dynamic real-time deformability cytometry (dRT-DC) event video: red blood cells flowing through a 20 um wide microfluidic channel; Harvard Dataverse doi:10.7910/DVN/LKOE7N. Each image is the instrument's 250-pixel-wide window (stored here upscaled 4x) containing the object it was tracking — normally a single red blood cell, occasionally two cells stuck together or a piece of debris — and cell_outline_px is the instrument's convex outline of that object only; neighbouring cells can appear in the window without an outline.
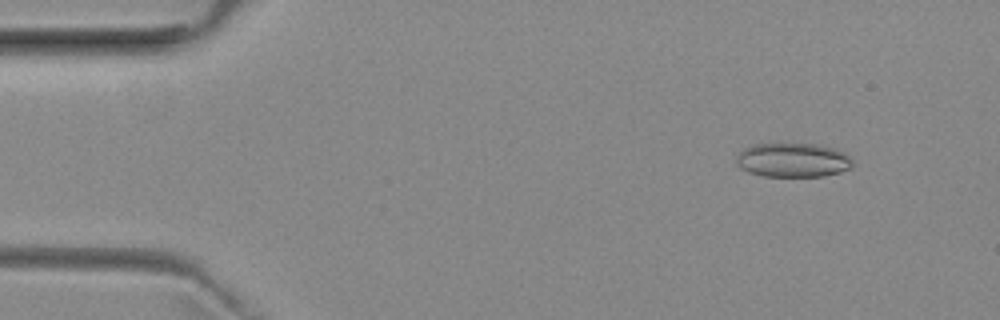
{"species": "common noctule bat (a hibernating species)", "species_latin": "Nyctalus noctula", "temperature_condition": "room temperature", "stored_images_in_passage": 23, "camera_frame_rate_fps": 3000, "um_per_image_px": 0.085, "animal": {"sex": "female", "body_mass_g": 29.2, "forearm_length_mm": 56.3}, "frame": {"image": 1, "passage_image": 4, "time_ms": 1.0, "image_size_px": [1000, 320], "cell_outline_px": [[852, 164], [848, 168], [840, 172], [824, 176], [764, 176], [748, 172], [740, 168], [736, 164], [736, 156], [744, 148], [752, 144], [784, 140], [816, 144], [836, 148], [844, 152], [852, 160]], "centroid_in_image_um": [67.34, 13.55], "position_along_channel_um": 17.7, "area_um2": 24.1}}
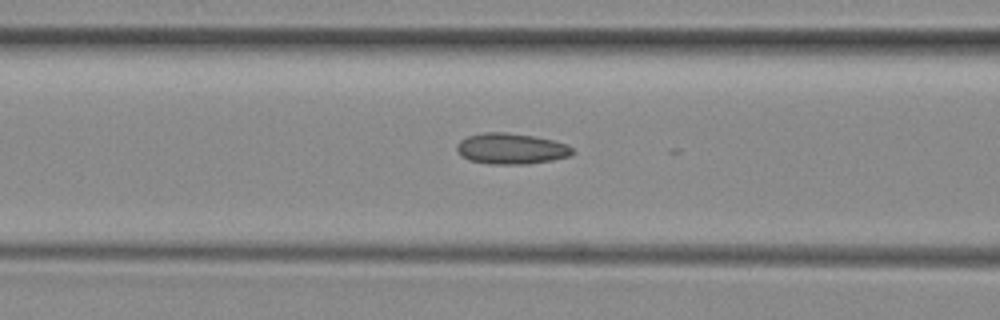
{"frame": {"image": 2, "passage_image": 19, "time_ms": 6.0, "image_size_px": [1000, 320], "cell_outline_px": [[576, 152], [572, 156], [552, 160], [528, 164], [492, 164], [468, 160], [456, 148], [456, 144], [460, 140], [468, 136], [484, 132], [508, 132], [532, 136], [552, 140], [568, 144]], "centroid_in_image_um": [43.49, 12.64], "position_along_channel_um": 123.1, "area_um2": 20.87}}
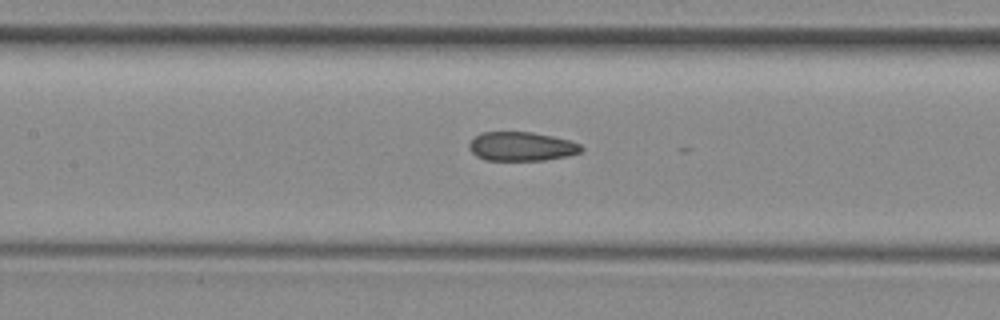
{"frame": {"image": 3, "passage_image": 22, "time_ms": 7.0, "image_size_px": [1000, 320], "cell_outline_px": [[584, 148], [580, 152], [568, 156], [544, 160], [484, 160], [476, 156], [468, 148], [468, 144], [480, 132], [532, 132], [552, 136], [568, 140], [580, 144]], "centroid_in_image_um": [44.31, 12.45], "position_along_channel_um": 163.1, "area_um2": 18.96}}